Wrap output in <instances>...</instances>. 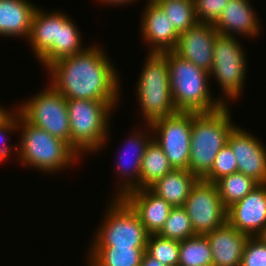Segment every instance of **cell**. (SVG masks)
<instances>
[{"label": "cell", "instance_id": "6da1fadb", "mask_svg": "<svg viewBox=\"0 0 266 266\" xmlns=\"http://www.w3.org/2000/svg\"><path fill=\"white\" fill-rule=\"evenodd\" d=\"M102 48V49H101ZM90 45L73 56L53 62L48 82L66 100L85 99L119 103L120 78L103 47Z\"/></svg>", "mask_w": 266, "mask_h": 266}, {"label": "cell", "instance_id": "7a4b0ae2", "mask_svg": "<svg viewBox=\"0 0 266 266\" xmlns=\"http://www.w3.org/2000/svg\"><path fill=\"white\" fill-rule=\"evenodd\" d=\"M17 129L21 140L17 146L16 159L24 166L48 174L58 173L82 158L67 142L30 124L18 112Z\"/></svg>", "mask_w": 266, "mask_h": 266}, {"label": "cell", "instance_id": "3957f363", "mask_svg": "<svg viewBox=\"0 0 266 266\" xmlns=\"http://www.w3.org/2000/svg\"><path fill=\"white\" fill-rule=\"evenodd\" d=\"M164 54L168 61L170 90L178 112L209 113L224 106L219 97L211 96L212 78L208 72L174 51Z\"/></svg>", "mask_w": 266, "mask_h": 266}, {"label": "cell", "instance_id": "277c9868", "mask_svg": "<svg viewBox=\"0 0 266 266\" xmlns=\"http://www.w3.org/2000/svg\"><path fill=\"white\" fill-rule=\"evenodd\" d=\"M229 111L224 105L209 113L192 112L189 171L198 179L211 171L216 155L236 126Z\"/></svg>", "mask_w": 266, "mask_h": 266}, {"label": "cell", "instance_id": "5b68a950", "mask_svg": "<svg viewBox=\"0 0 266 266\" xmlns=\"http://www.w3.org/2000/svg\"><path fill=\"white\" fill-rule=\"evenodd\" d=\"M117 105L119 104L97 100H67L71 147L80 156H84L85 153L89 155L92 151V153L101 151L108 143L109 129H111L110 114L112 116Z\"/></svg>", "mask_w": 266, "mask_h": 266}, {"label": "cell", "instance_id": "8992f818", "mask_svg": "<svg viewBox=\"0 0 266 266\" xmlns=\"http://www.w3.org/2000/svg\"><path fill=\"white\" fill-rule=\"evenodd\" d=\"M147 55L136 83V99L145 125L178 112L170 90L167 56L164 53Z\"/></svg>", "mask_w": 266, "mask_h": 266}, {"label": "cell", "instance_id": "52a82bcc", "mask_svg": "<svg viewBox=\"0 0 266 266\" xmlns=\"http://www.w3.org/2000/svg\"><path fill=\"white\" fill-rule=\"evenodd\" d=\"M104 215L90 247L146 248L149 234L122 198H112Z\"/></svg>", "mask_w": 266, "mask_h": 266}, {"label": "cell", "instance_id": "ba28073f", "mask_svg": "<svg viewBox=\"0 0 266 266\" xmlns=\"http://www.w3.org/2000/svg\"><path fill=\"white\" fill-rule=\"evenodd\" d=\"M213 52V66L209 74L221 88L223 95L220 101L228 106L231 103L229 100L236 101L244 91L247 55L236 36L221 34L215 38Z\"/></svg>", "mask_w": 266, "mask_h": 266}, {"label": "cell", "instance_id": "9c48e42d", "mask_svg": "<svg viewBox=\"0 0 266 266\" xmlns=\"http://www.w3.org/2000/svg\"><path fill=\"white\" fill-rule=\"evenodd\" d=\"M29 100L17 106V112L30 124L44 129L53 137L71 146V131L67 100L49 83Z\"/></svg>", "mask_w": 266, "mask_h": 266}, {"label": "cell", "instance_id": "30bf717a", "mask_svg": "<svg viewBox=\"0 0 266 266\" xmlns=\"http://www.w3.org/2000/svg\"><path fill=\"white\" fill-rule=\"evenodd\" d=\"M153 140L174 169L189 170L192 112H177L150 124Z\"/></svg>", "mask_w": 266, "mask_h": 266}, {"label": "cell", "instance_id": "8fae6325", "mask_svg": "<svg viewBox=\"0 0 266 266\" xmlns=\"http://www.w3.org/2000/svg\"><path fill=\"white\" fill-rule=\"evenodd\" d=\"M183 207L195 234L205 235L227 222V208L213 182L198 179Z\"/></svg>", "mask_w": 266, "mask_h": 266}, {"label": "cell", "instance_id": "7c38bea8", "mask_svg": "<svg viewBox=\"0 0 266 266\" xmlns=\"http://www.w3.org/2000/svg\"><path fill=\"white\" fill-rule=\"evenodd\" d=\"M146 127V128H145ZM144 129H135L130 136L126 138L125 149L121 150L119 160L115 164L117 168L116 175L118 174L120 180V186L116 189L114 198H122L127 192L131 190L140 189V168L142 158L146 146L153 139L152 128L150 124H146ZM143 130V131H142ZM127 148V149H126ZM124 151V152H123ZM131 151V152H129ZM134 153V154H133ZM129 155V156H128ZM132 156V157H131ZM124 178V179H123Z\"/></svg>", "mask_w": 266, "mask_h": 266}, {"label": "cell", "instance_id": "4fadbf2b", "mask_svg": "<svg viewBox=\"0 0 266 266\" xmlns=\"http://www.w3.org/2000/svg\"><path fill=\"white\" fill-rule=\"evenodd\" d=\"M255 135L236 125L228 136L238 165V172L266 184V147Z\"/></svg>", "mask_w": 266, "mask_h": 266}, {"label": "cell", "instance_id": "5bb4252c", "mask_svg": "<svg viewBox=\"0 0 266 266\" xmlns=\"http://www.w3.org/2000/svg\"><path fill=\"white\" fill-rule=\"evenodd\" d=\"M227 222L249 237L260 236L266 227V184L228 207Z\"/></svg>", "mask_w": 266, "mask_h": 266}, {"label": "cell", "instance_id": "9a60e30c", "mask_svg": "<svg viewBox=\"0 0 266 266\" xmlns=\"http://www.w3.org/2000/svg\"><path fill=\"white\" fill-rule=\"evenodd\" d=\"M219 33L211 23H197L180 33L174 52L210 73L213 66V46Z\"/></svg>", "mask_w": 266, "mask_h": 266}, {"label": "cell", "instance_id": "2e32d148", "mask_svg": "<svg viewBox=\"0 0 266 266\" xmlns=\"http://www.w3.org/2000/svg\"><path fill=\"white\" fill-rule=\"evenodd\" d=\"M141 36L147 43L148 53H165L174 51L179 33L170 24L162 8L157 3H146L142 9Z\"/></svg>", "mask_w": 266, "mask_h": 266}, {"label": "cell", "instance_id": "e0dca14e", "mask_svg": "<svg viewBox=\"0 0 266 266\" xmlns=\"http://www.w3.org/2000/svg\"><path fill=\"white\" fill-rule=\"evenodd\" d=\"M122 199L137 214L149 235L158 234L161 231L173 208L149 188L131 190Z\"/></svg>", "mask_w": 266, "mask_h": 266}, {"label": "cell", "instance_id": "ac0fdd59", "mask_svg": "<svg viewBox=\"0 0 266 266\" xmlns=\"http://www.w3.org/2000/svg\"><path fill=\"white\" fill-rule=\"evenodd\" d=\"M250 0H229L218 20L216 31L225 36L243 35L255 38L261 32V22Z\"/></svg>", "mask_w": 266, "mask_h": 266}, {"label": "cell", "instance_id": "d6986e66", "mask_svg": "<svg viewBox=\"0 0 266 266\" xmlns=\"http://www.w3.org/2000/svg\"><path fill=\"white\" fill-rule=\"evenodd\" d=\"M205 235L211 247L213 266H241L248 235L228 222Z\"/></svg>", "mask_w": 266, "mask_h": 266}, {"label": "cell", "instance_id": "ffe728a7", "mask_svg": "<svg viewBox=\"0 0 266 266\" xmlns=\"http://www.w3.org/2000/svg\"><path fill=\"white\" fill-rule=\"evenodd\" d=\"M37 8L28 0H0V36L28 39Z\"/></svg>", "mask_w": 266, "mask_h": 266}, {"label": "cell", "instance_id": "44dd1931", "mask_svg": "<svg viewBox=\"0 0 266 266\" xmlns=\"http://www.w3.org/2000/svg\"><path fill=\"white\" fill-rule=\"evenodd\" d=\"M59 11V34L58 43L53 46L39 59L41 64L47 69L53 62L70 57L81 52L84 47L80 29L71 17ZM83 43V45H82Z\"/></svg>", "mask_w": 266, "mask_h": 266}, {"label": "cell", "instance_id": "7402d4cb", "mask_svg": "<svg viewBox=\"0 0 266 266\" xmlns=\"http://www.w3.org/2000/svg\"><path fill=\"white\" fill-rule=\"evenodd\" d=\"M198 178L186 169H174L157 180L149 189L172 207L184 206Z\"/></svg>", "mask_w": 266, "mask_h": 266}, {"label": "cell", "instance_id": "603a6c76", "mask_svg": "<svg viewBox=\"0 0 266 266\" xmlns=\"http://www.w3.org/2000/svg\"><path fill=\"white\" fill-rule=\"evenodd\" d=\"M48 11L37 8L34 12L31 31L27 39L31 44L32 53L38 60L53 46L58 43L59 11Z\"/></svg>", "mask_w": 266, "mask_h": 266}, {"label": "cell", "instance_id": "cb8c5ba5", "mask_svg": "<svg viewBox=\"0 0 266 266\" xmlns=\"http://www.w3.org/2000/svg\"><path fill=\"white\" fill-rule=\"evenodd\" d=\"M146 248L89 247L88 266H140Z\"/></svg>", "mask_w": 266, "mask_h": 266}, {"label": "cell", "instance_id": "d4e9b609", "mask_svg": "<svg viewBox=\"0 0 266 266\" xmlns=\"http://www.w3.org/2000/svg\"><path fill=\"white\" fill-rule=\"evenodd\" d=\"M173 170L162 148L152 139L146 146L141 162L140 189L149 188Z\"/></svg>", "mask_w": 266, "mask_h": 266}, {"label": "cell", "instance_id": "484cf974", "mask_svg": "<svg viewBox=\"0 0 266 266\" xmlns=\"http://www.w3.org/2000/svg\"><path fill=\"white\" fill-rule=\"evenodd\" d=\"M215 184L226 208L242 200L249 192L259 185L253 178L240 172L223 176L218 179Z\"/></svg>", "mask_w": 266, "mask_h": 266}, {"label": "cell", "instance_id": "4316f807", "mask_svg": "<svg viewBox=\"0 0 266 266\" xmlns=\"http://www.w3.org/2000/svg\"><path fill=\"white\" fill-rule=\"evenodd\" d=\"M178 266H213L211 247L206 235L196 234L180 241Z\"/></svg>", "mask_w": 266, "mask_h": 266}, {"label": "cell", "instance_id": "83f0119b", "mask_svg": "<svg viewBox=\"0 0 266 266\" xmlns=\"http://www.w3.org/2000/svg\"><path fill=\"white\" fill-rule=\"evenodd\" d=\"M157 4L179 34L198 23L193 0H162Z\"/></svg>", "mask_w": 266, "mask_h": 266}, {"label": "cell", "instance_id": "f1b7e54d", "mask_svg": "<svg viewBox=\"0 0 266 266\" xmlns=\"http://www.w3.org/2000/svg\"><path fill=\"white\" fill-rule=\"evenodd\" d=\"M158 235L177 241H183L196 235L187 211L183 206L173 207L171 209L170 214Z\"/></svg>", "mask_w": 266, "mask_h": 266}, {"label": "cell", "instance_id": "f546056e", "mask_svg": "<svg viewBox=\"0 0 266 266\" xmlns=\"http://www.w3.org/2000/svg\"><path fill=\"white\" fill-rule=\"evenodd\" d=\"M180 241L151 234L148 236L145 252L167 266H178Z\"/></svg>", "mask_w": 266, "mask_h": 266}, {"label": "cell", "instance_id": "4dcf8cb0", "mask_svg": "<svg viewBox=\"0 0 266 266\" xmlns=\"http://www.w3.org/2000/svg\"><path fill=\"white\" fill-rule=\"evenodd\" d=\"M236 172H238V165L235 155L231 147L225 144L216 155L211 171L203 179L215 183L221 177Z\"/></svg>", "mask_w": 266, "mask_h": 266}, {"label": "cell", "instance_id": "1f68e13d", "mask_svg": "<svg viewBox=\"0 0 266 266\" xmlns=\"http://www.w3.org/2000/svg\"><path fill=\"white\" fill-rule=\"evenodd\" d=\"M241 266H266V242L260 236L247 239Z\"/></svg>", "mask_w": 266, "mask_h": 266}, {"label": "cell", "instance_id": "d6a6232c", "mask_svg": "<svg viewBox=\"0 0 266 266\" xmlns=\"http://www.w3.org/2000/svg\"><path fill=\"white\" fill-rule=\"evenodd\" d=\"M229 0H193L198 23L214 24Z\"/></svg>", "mask_w": 266, "mask_h": 266}, {"label": "cell", "instance_id": "836d02e7", "mask_svg": "<svg viewBox=\"0 0 266 266\" xmlns=\"http://www.w3.org/2000/svg\"><path fill=\"white\" fill-rule=\"evenodd\" d=\"M17 129V112L2 126H0V143L2 141V144H0V163L4 162V160H7V157L9 159L10 154L12 151L14 153H17V146L15 145H9L7 144L8 135L13 132H16ZM9 145V146H8Z\"/></svg>", "mask_w": 266, "mask_h": 266}, {"label": "cell", "instance_id": "e575fe53", "mask_svg": "<svg viewBox=\"0 0 266 266\" xmlns=\"http://www.w3.org/2000/svg\"><path fill=\"white\" fill-rule=\"evenodd\" d=\"M17 106H15V109H8L9 111H7L6 108H4L3 106H1L0 104V126H2L3 124H5L16 112H17ZM11 110V111H10Z\"/></svg>", "mask_w": 266, "mask_h": 266}, {"label": "cell", "instance_id": "d590c367", "mask_svg": "<svg viewBox=\"0 0 266 266\" xmlns=\"http://www.w3.org/2000/svg\"><path fill=\"white\" fill-rule=\"evenodd\" d=\"M140 266H167V265L159 262L157 259L152 258L145 252Z\"/></svg>", "mask_w": 266, "mask_h": 266}, {"label": "cell", "instance_id": "8d00e7d4", "mask_svg": "<svg viewBox=\"0 0 266 266\" xmlns=\"http://www.w3.org/2000/svg\"><path fill=\"white\" fill-rule=\"evenodd\" d=\"M100 3H104L107 5H114V6H123L126 5L127 3H131V2H137L138 0H98Z\"/></svg>", "mask_w": 266, "mask_h": 266}, {"label": "cell", "instance_id": "74e56055", "mask_svg": "<svg viewBox=\"0 0 266 266\" xmlns=\"http://www.w3.org/2000/svg\"><path fill=\"white\" fill-rule=\"evenodd\" d=\"M260 237L266 242V227L264 231L262 232V234L260 235Z\"/></svg>", "mask_w": 266, "mask_h": 266}, {"label": "cell", "instance_id": "f35d334b", "mask_svg": "<svg viewBox=\"0 0 266 266\" xmlns=\"http://www.w3.org/2000/svg\"><path fill=\"white\" fill-rule=\"evenodd\" d=\"M162 0H149L147 3H159Z\"/></svg>", "mask_w": 266, "mask_h": 266}]
</instances>
